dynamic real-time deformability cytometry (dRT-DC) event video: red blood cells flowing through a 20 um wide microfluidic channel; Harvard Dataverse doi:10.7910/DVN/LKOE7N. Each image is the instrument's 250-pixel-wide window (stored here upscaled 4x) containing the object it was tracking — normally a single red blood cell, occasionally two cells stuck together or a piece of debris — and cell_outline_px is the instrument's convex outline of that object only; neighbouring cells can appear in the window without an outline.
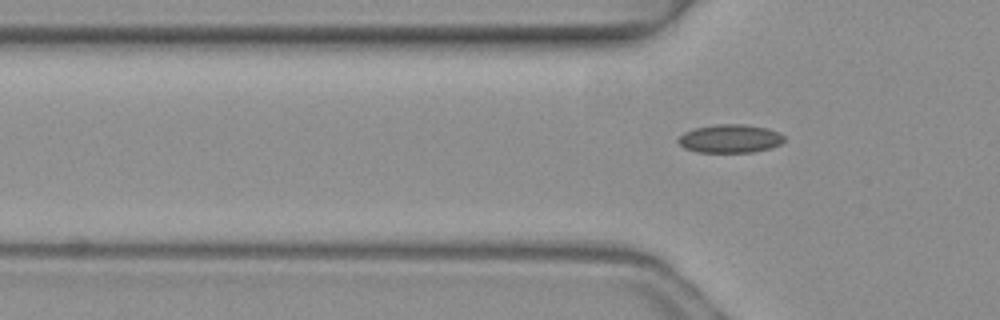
{"species": "common noctule bat (a hibernating species)", "species_latin": "Nyctalus noctula", "temperature_condition": "warm", "stored_images_in_passage": 2, "camera_frame_rate_fps": 3000, "um_per_image_px": 0.085, "animal": {"sex": "female", "body_mass_g": 19.3, "forearm_length_mm": 54.1}, "frame": {"image": 1, "passage_image": 2, "time_ms": 0.333, "image_size_px": [1000, 320], "cell_outline_px": [[784, 140], [780, 144], [772, 148], [752, 152], [696, 152], [684, 148], [676, 140], [684, 132], [696, 128], [716, 124], [744, 124], [768, 128], [780, 132], [784, 136]], "centroid_in_image_um": [62.07, 11.78], "position_along_channel_um": 63.7, "area_um2": 17.63}}